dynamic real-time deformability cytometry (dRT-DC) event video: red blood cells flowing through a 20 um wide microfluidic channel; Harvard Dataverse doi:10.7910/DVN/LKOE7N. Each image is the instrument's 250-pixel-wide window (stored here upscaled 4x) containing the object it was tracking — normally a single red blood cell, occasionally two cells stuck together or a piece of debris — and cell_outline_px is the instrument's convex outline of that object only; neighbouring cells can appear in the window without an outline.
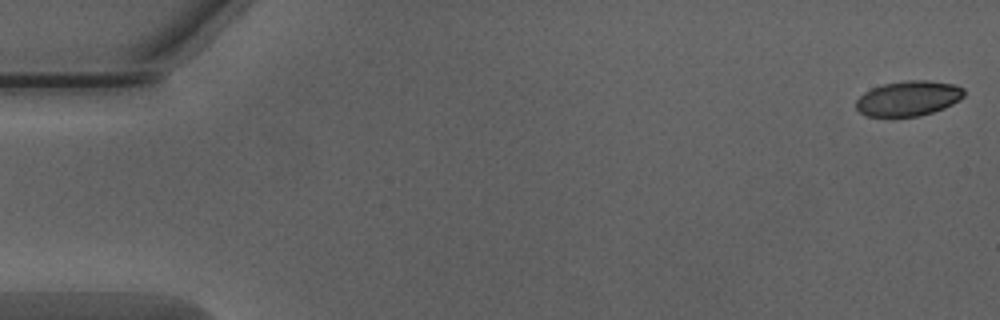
{"species": "Egyptian fruit bat (a non-hibernating species)", "species_latin": "Rousettus aegyptiacus", "temperature_condition": "warm", "stored_images_in_passage": 51, "camera_frame_rate_fps": 3000, "um_per_image_px": 0.085, "animal": {"sex": "male"}, "frame": {"image": 1, "passage_image": 1, "time_ms": 0.0, "image_size_px": [1000, 320], "cell_outline_px": [[964, 96], [960, 100], [944, 108], [920, 116], [892, 120], [864, 116], [856, 108], [856, 100], [864, 92], [872, 88], [884, 84], [908, 80], [928, 80], [952, 84], [964, 88]], "centroid_in_image_um": [77.16, 8.42], "position_along_channel_um": 7.8, "area_um2": 22.83}}
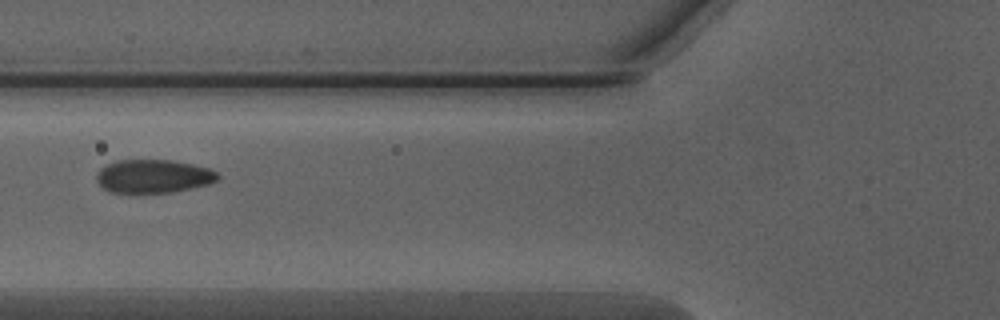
{"frame": {"image": 2, "passage_image": 20, "time_ms": 6.333, "image_size_px": [1000, 320], "cell_outline_px": [[220, 176], [212, 184], [172, 192], [136, 196], [132, 196], [108, 192], [96, 180], [96, 172], [100, 168], [116, 160], [172, 160], [192, 164], [208, 168], [216, 172]], "centroid_in_image_um": [12.98, 15.03], "position_along_channel_um": 112.8, "area_um2": 24.57}}
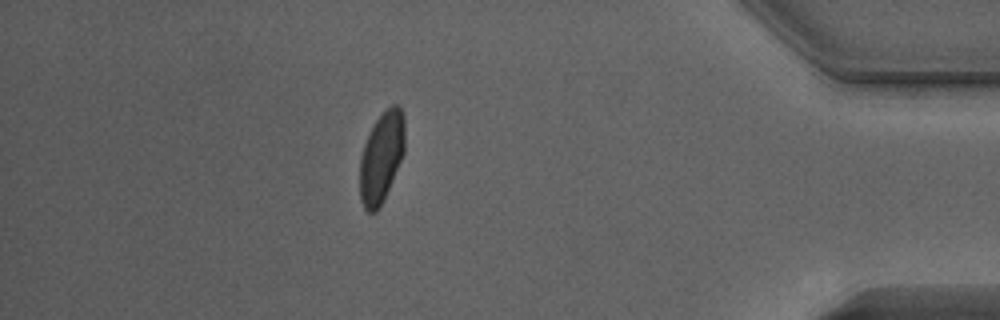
{"frame": {"image": 3, "passage_image": 45, "time_ms": 14.667, "image_size_px": [1000, 320], "cell_outline_px": [[404, 152], [388, 188], [376, 212], [368, 212], [364, 208], [360, 200], [360, 156], [364, 144], [376, 120], [392, 104], [396, 104], [400, 108], [404, 116]], "centroid_in_image_um": [32.41, 13.35], "position_along_channel_um": 402.8, "area_um2": 23.18}, "authors_computed_cell_mechanics": {"area_um2": 23.6402, "velocity_mm_per_s": 4.0173, "shape_relaxation_time_tau1_ms": 3.0933, "shape_relaxation_time_tau2_ms": null, "deformation_change_tau1": 0.1149, "deformation_change_tau2": null}}